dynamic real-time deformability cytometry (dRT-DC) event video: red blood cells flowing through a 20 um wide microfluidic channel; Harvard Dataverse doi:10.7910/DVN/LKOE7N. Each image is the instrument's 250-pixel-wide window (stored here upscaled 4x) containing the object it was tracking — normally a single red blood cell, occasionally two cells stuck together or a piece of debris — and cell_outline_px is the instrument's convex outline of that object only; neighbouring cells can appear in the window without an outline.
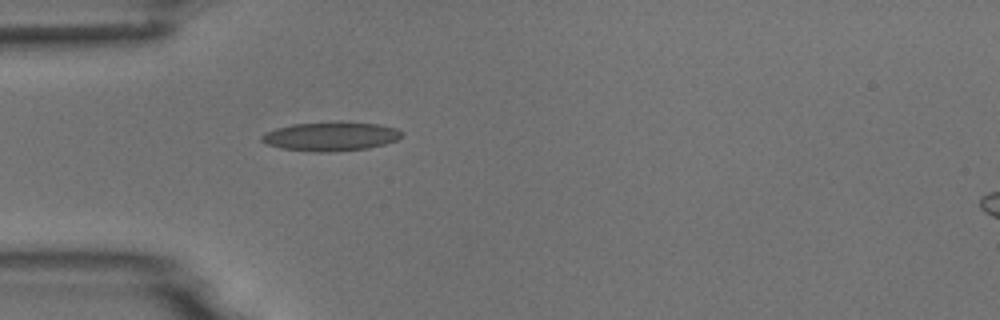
{"species": "common noctule bat (a hibernating species)", "species_latin": "Nyctalus noctula", "temperature_condition": "room temperature", "stored_images_in_passage": 1, "camera_frame_rate_fps": 3000, "um_per_image_px": 0.085, "animal": {"sex": "male", "body_mass_g": 18.8}, "frame": {"image": 1, "passage_image": 1, "time_ms": 0.0, "image_size_px": [1000, 320], "cell_outline_px": [[404, 136], [396, 140], [384, 144], [368, 148], [324, 152], [316, 152], [280, 148], [268, 144], [260, 140], [260, 136], [264, 132], [276, 128], [292, 124], [340, 120], [380, 124], [396, 128], [404, 132]], "centroid_in_image_um": [28.13, 11.56], "position_along_channel_um": 56.9, "area_um2": 24.16}}